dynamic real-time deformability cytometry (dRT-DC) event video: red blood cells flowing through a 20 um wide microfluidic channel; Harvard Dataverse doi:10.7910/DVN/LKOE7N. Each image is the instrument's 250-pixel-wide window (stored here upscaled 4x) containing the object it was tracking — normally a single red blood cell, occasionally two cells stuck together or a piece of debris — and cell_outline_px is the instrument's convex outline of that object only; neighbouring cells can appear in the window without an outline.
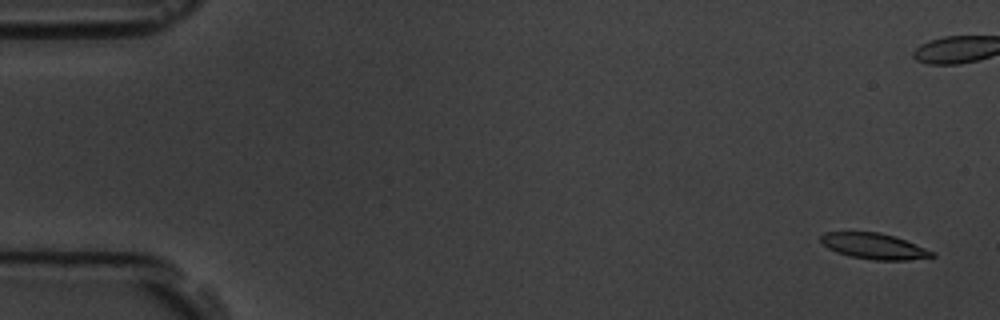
{"species": "common noctule bat (a hibernating species)", "species_latin": "Nyctalus noctula", "temperature_condition": "room temperature", "stored_images_in_passage": 16, "camera_frame_rate_fps": 3000, "um_per_image_px": 0.085, "animal": {"sex": "male", "body_mass_g": 19.5, "forearm_length_mm": 54.6}, "frame": {"image": 1, "passage_image": 1, "time_ms": 0.0, "image_size_px": [1000, 320], "cell_outline_px": [[936, 256], [908, 260], [872, 260], [848, 256], [836, 252], [828, 248], [820, 240], [820, 236], [824, 232], [880, 232], [896, 236], [936, 252]], "centroid_in_image_um": [74.31, 20.92], "position_along_channel_um": 10.7, "area_um2": 16.94}}
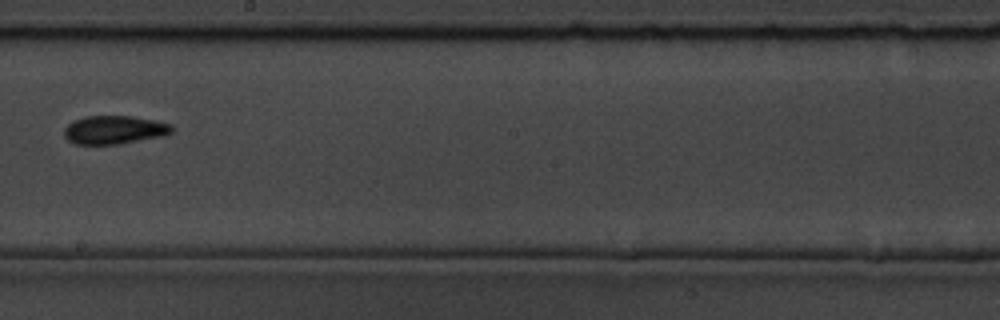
{"frame": {"image": 2, "passage_image": 10, "time_ms": 11.333, "image_size_px": [1000, 320], "cell_outline_px": [[172, 132], [164, 136], [116, 144], [72, 144], [64, 136], [64, 128], [72, 120], [84, 116], [132, 116], [156, 120], [172, 124]], "centroid_in_image_um": [9.69, 11.03], "position_along_channel_um": 238.5, "area_um2": 17.98}}
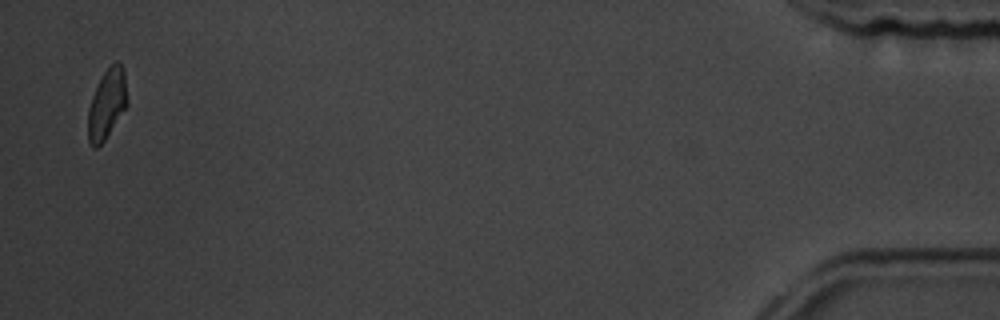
{"frame": {"image": 3, "passage_image": 16, "time_ms": 19.0, "image_size_px": [1000, 320], "cell_outline_px": [[128, 104], [104, 140], [96, 148], [92, 148], [88, 140], [88, 108], [92, 96], [104, 72], [116, 60], [120, 64], [124, 72], [128, 100]], "centroid_in_image_um": [9.08, 8.85], "position_along_channel_um": 426.1, "area_um2": 15.72}, "authors_computed_cell_mechanics": {"area_um2": 17.3111, "velocity_mm_per_s": 3.6145, "shape_relaxation_time_tau1_ms": null, "shape_relaxation_time_tau2_ms": 2.7212, "deformation_change_tau1": null, "deformation_change_tau2": 0.0495}}